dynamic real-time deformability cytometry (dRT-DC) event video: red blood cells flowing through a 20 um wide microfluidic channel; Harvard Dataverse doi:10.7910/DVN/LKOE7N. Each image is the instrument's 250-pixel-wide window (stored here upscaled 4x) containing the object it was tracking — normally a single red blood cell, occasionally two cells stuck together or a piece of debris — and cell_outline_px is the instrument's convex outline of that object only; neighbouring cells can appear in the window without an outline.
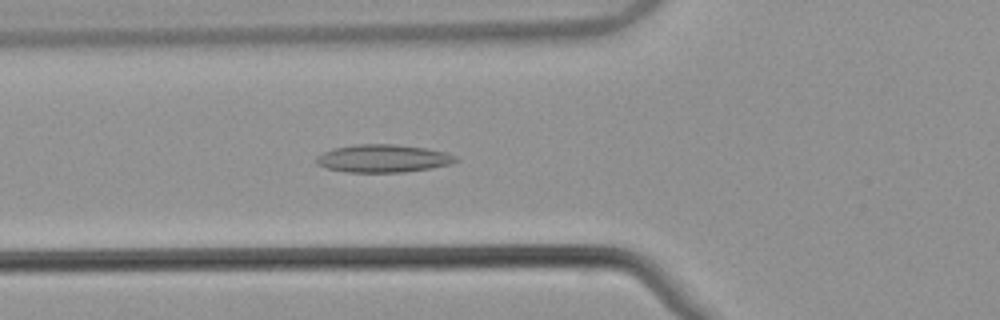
{"species": "common noctule bat (a hibernating species)", "species_latin": "Nyctalus noctula", "temperature_condition": "warm", "stored_images_in_passage": 55, "segment_of_instrument_passage": [1, 2], "camera_frame_rate_fps": 3000, "um_per_image_px": 0.085, "animal": {"sex": "male", "body_mass_g": 21.5, "forearm_length_mm": 52.0}, "frame": {"image": 1, "passage_image": 20, "time_ms": 6.333, "image_size_px": [1000, 320], "cell_outline_px": [[460, 160], [452, 164], [404, 172], [344, 172], [328, 168], [316, 164], [316, 156], [332, 148], [356, 144], [396, 144], [428, 148], [444, 152], [456, 156]], "centroid_in_image_um": [32.56, 13.46], "position_along_channel_um": 93.2, "area_um2": 22.72}}
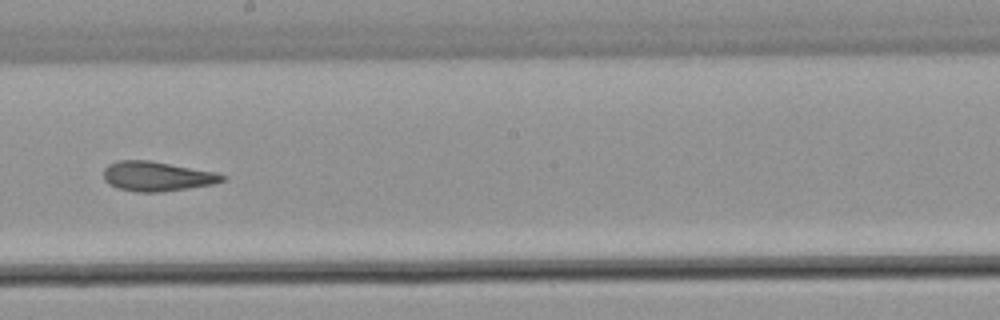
{"frame": {"image": 2, "passage_image": 31, "time_ms": 10.0, "image_size_px": [1000, 320], "cell_outline_px": [[224, 180], [212, 184], [188, 188], [160, 192], [136, 192], [116, 188], [108, 184], [104, 180], [104, 168], [108, 164], [116, 160], [148, 160], [216, 172], [224, 176]], "centroid_in_image_um": [13.27, 14.98], "position_along_channel_um": 234.9, "area_um2": 20.46}}
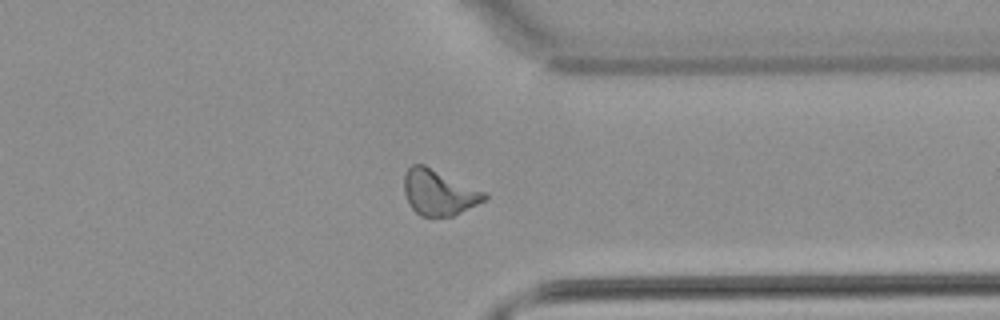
{"frame": {"image": 3, "passage_image": 42, "time_ms": 13.667, "image_size_px": [1000, 320], "cell_outline_px": [[488, 196], [484, 200], [452, 216], [420, 216], [412, 208], [404, 192], [404, 176], [408, 168], [412, 164], [424, 164], [488, 192]], "centroid_in_image_um": [37.31, 16.33], "position_along_channel_um": 374.1, "area_um2": 21.27}}